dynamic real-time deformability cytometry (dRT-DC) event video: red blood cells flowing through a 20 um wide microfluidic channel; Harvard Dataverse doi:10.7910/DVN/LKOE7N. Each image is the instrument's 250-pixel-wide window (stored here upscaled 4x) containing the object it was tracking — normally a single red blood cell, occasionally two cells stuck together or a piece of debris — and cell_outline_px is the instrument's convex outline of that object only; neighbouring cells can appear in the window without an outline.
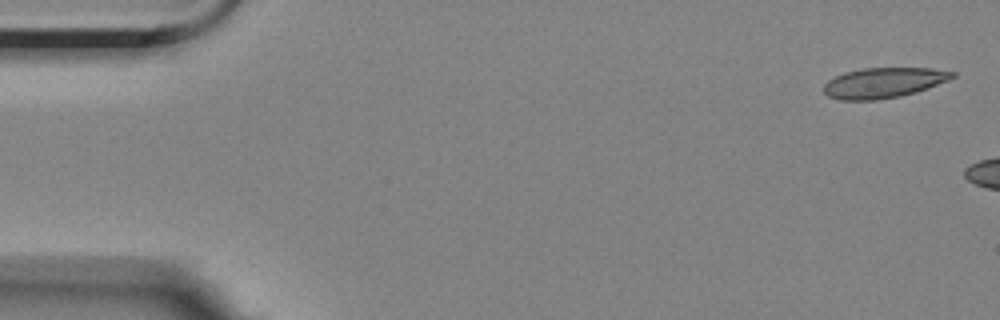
{"species": "Egyptian fruit bat (a non-hibernating species)", "species_latin": "Rousettus aegyptiacus", "temperature_condition": "room temperature", "stored_images_in_passage": 3, "camera_frame_rate_fps": 3000, "um_per_image_px": 0.085, "animal": {"sex": "female"}, "frame": {"image": 1, "passage_image": 1, "time_ms": 0.0, "image_size_px": [1000, 320], "cell_outline_px": [[956, 76], [948, 80], [928, 88], [916, 92], [900, 96], [876, 100], [840, 100], [828, 96], [824, 92], [824, 84], [828, 80], [844, 72], [864, 68], [932, 68], [956, 72]], "centroid_in_image_um": [75.11, 7.03], "position_along_channel_um": 9.9, "area_um2": 22.72}}